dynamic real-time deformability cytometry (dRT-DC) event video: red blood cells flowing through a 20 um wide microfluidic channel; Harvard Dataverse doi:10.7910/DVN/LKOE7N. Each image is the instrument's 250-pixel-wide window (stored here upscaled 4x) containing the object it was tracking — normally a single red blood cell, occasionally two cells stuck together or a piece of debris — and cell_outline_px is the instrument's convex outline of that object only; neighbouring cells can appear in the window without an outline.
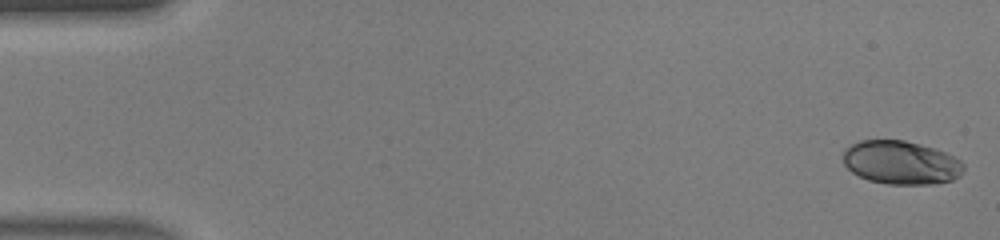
{"species": "human", "species_latin": "Homo sapiens", "temperature_condition": "warm", "stored_images_in_passage": 46, "camera_frame_rate_fps": 3000, "um_per_image_px": 0.085, "donor": {"sex": "male"}, "frame": {"image": 1, "passage_image": 1, "time_ms": 0.0, "image_size_px": [1000, 240], "cell_outline_px": [[964, 168], [960, 176], [952, 180], [936, 184], [888, 184], [868, 180], [852, 172], [844, 164], [844, 148], [860, 140], [904, 140], [936, 148], [960, 160], [964, 164]], "centroid_in_image_um": [76.6, 13.82], "position_along_channel_um": 8.4, "area_um2": 30.63}}
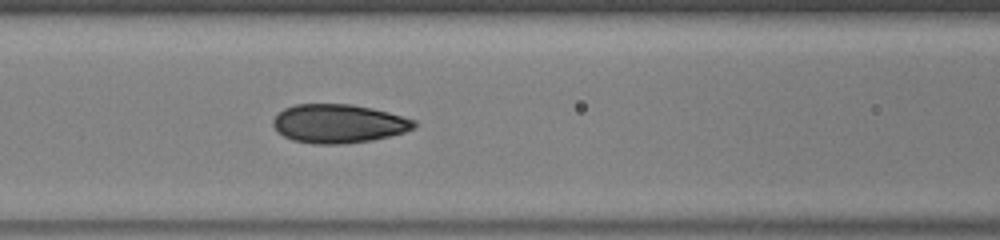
{"frame": {"image": 2, "passage_image": 20, "time_ms": 6.333, "image_size_px": [1000, 240], "cell_outline_px": [[416, 128], [404, 132], [372, 140], [340, 144], [316, 144], [292, 140], [284, 136], [272, 124], [272, 120], [284, 108], [296, 104], [352, 104], [372, 108], [388, 112], [416, 120]], "centroid_in_image_um": [28.79, 10.5], "position_along_channel_um": 137.8, "area_um2": 31.73}}
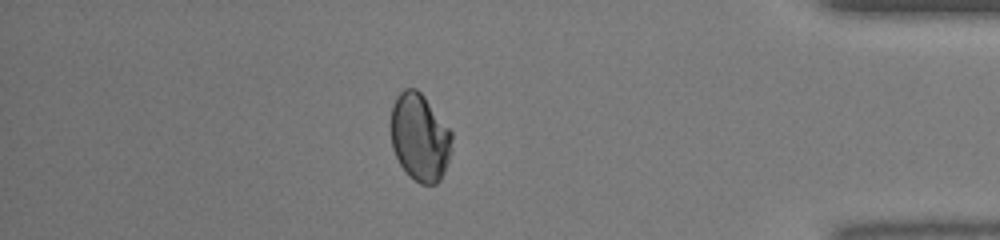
{"frame": {"image": 3, "passage_image": 40, "time_ms": 13.0, "image_size_px": [1000, 240], "cell_outline_px": [[452, 140], [448, 160], [444, 172], [440, 180], [436, 184], [420, 184], [408, 176], [400, 164], [392, 148], [388, 124], [392, 104], [396, 96], [404, 88], [416, 88], [424, 96], [452, 132]], "centroid_in_image_um": [35.63, 11.66], "position_along_channel_um": 399.6, "area_um2": 31.62}, "authors_computed_cell_mechanics": {"area_um2": 30.9519, "velocity_mm_per_s": 4.4734, "shape_relaxation_time_tau1_ms": 5.5359, "shape_relaxation_time_tau2_ms": null, "deformation_change_tau1": 0.1655, "deformation_change_tau2": null}}